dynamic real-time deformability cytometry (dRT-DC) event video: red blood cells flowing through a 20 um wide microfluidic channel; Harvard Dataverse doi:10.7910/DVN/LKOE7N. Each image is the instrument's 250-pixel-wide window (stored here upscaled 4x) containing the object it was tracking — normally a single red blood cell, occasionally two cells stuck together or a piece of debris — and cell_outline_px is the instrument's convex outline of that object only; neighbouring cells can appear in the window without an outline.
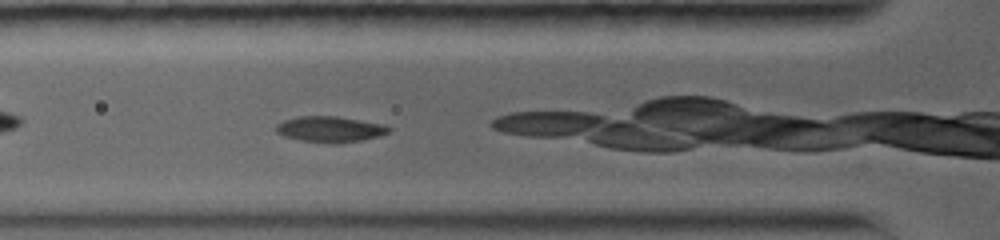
{"species": "common noctule bat (a hibernating species)", "species_latin": "Nyctalus noctula", "temperature_condition": "warm", "stored_images_in_passage": 16, "camera_frame_rate_fps": 5000, "um_per_image_px": 0.085, "animal": {"sex": "female", "body_mass_g": 19.0, "forearm_length_mm": 56.7}, "frame": {"image": 1, "passage_image": 7, "time_ms": 2.0, "image_size_px": [1000, 240], "cell_outline_px": [[392, 128], [388, 132], [380, 136], [360, 140], [336, 144], [332, 144], [300, 140], [284, 136], [276, 132], [276, 124], [284, 120], [296, 116], [336, 116], [384, 124]], "centroid_in_image_um": [28.04, 10.98], "position_along_channel_um": 97.8, "area_um2": 17.05}}
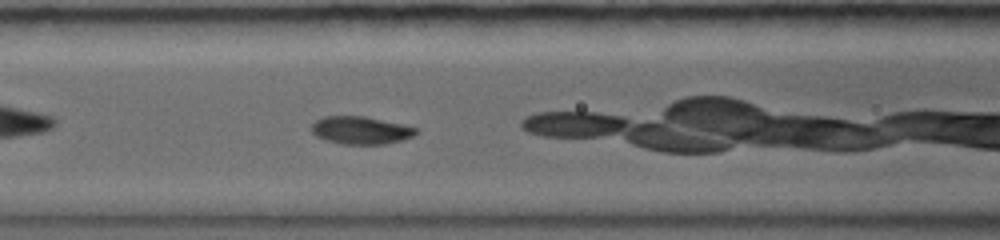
{"frame": {"image": 2, "passage_image": 10, "time_ms": 3.0, "image_size_px": [1000, 240], "cell_outline_px": [[420, 132], [404, 140], [384, 144], [340, 144], [316, 136], [312, 132], [312, 124], [316, 120], [324, 116], [364, 116], [400, 124], [416, 128]], "centroid_in_image_um": [30.67, 11.08], "position_along_channel_um": 135.9, "area_um2": 16.76}}